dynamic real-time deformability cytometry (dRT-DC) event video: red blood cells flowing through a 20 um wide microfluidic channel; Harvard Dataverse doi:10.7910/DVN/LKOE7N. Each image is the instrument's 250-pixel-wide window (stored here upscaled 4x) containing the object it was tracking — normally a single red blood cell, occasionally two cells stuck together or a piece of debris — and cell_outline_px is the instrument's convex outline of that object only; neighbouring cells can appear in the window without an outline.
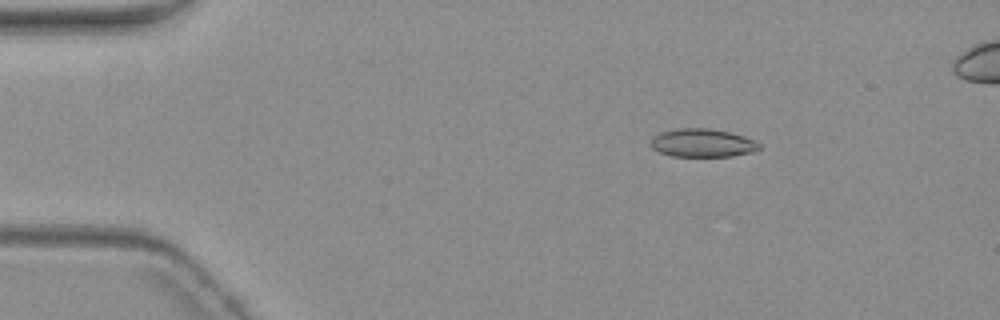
{"species": "common noctule bat (a hibernating species)", "species_latin": "Nyctalus noctula", "temperature_condition": "warm", "stored_images_in_passage": 6, "camera_frame_rate_fps": 3000, "um_per_image_px": 0.085, "animal": {"sex": "female", "body_mass_g": 19.3, "forearm_length_mm": 54.1}, "frame": {"image": 1, "passage_image": 3, "time_ms": 2.333, "image_size_px": [1000, 320], "cell_outline_px": [[760, 148], [752, 152], [732, 156], [672, 156], [660, 152], [652, 148], [652, 136], [660, 132], [680, 128], [708, 128], [732, 132], [744, 136], [760, 144]], "centroid_in_image_um": [59.71, 12.14], "position_along_channel_um": 25.3, "area_um2": 17.8}}